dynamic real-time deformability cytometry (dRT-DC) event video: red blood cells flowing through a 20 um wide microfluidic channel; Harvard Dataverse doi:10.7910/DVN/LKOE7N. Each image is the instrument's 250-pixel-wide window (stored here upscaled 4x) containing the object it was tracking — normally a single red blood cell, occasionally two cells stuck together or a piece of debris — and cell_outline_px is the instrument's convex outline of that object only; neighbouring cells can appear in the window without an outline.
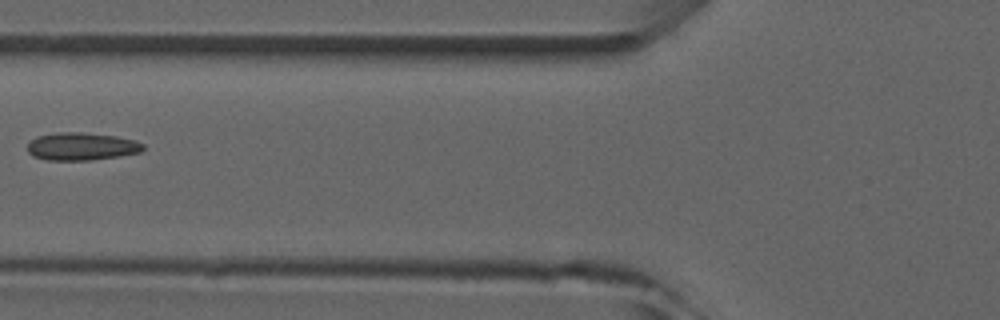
{"species": "common noctule bat (a hibernating species)", "species_latin": "Nyctalus noctula", "temperature_condition": "room temperature", "stored_images_in_passage": 5, "camera_frame_rate_fps": 3000, "um_per_image_px": 0.085, "animal": {"sex": "male", "forearm_length_mm": 52.5}, "frame": {"image": 1, "passage_image": 5, "time_ms": 5.333, "image_size_px": [1000, 320], "cell_outline_px": [[144, 148], [140, 152], [120, 156], [92, 160], [48, 160], [32, 156], [28, 152], [28, 144], [36, 136], [56, 132], [80, 132], [116, 136], [136, 140], [144, 144]], "centroid_in_image_um": [6.93, 12.44], "position_along_channel_um": 118.9, "area_um2": 18.79}}